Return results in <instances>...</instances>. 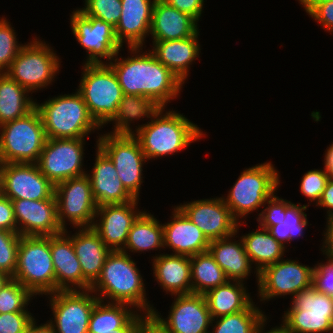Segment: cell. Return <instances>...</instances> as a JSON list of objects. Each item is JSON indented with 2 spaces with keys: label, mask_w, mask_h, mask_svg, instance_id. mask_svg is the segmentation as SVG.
Instances as JSON below:
<instances>
[{
  "label": "cell",
  "mask_w": 333,
  "mask_h": 333,
  "mask_svg": "<svg viewBox=\"0 0 333 333\" xmlns=\"http://www.w3.org/2000/svg\"><path fill=\"white\" fill-rule=\"evenodd\" d=\"M128 49L130 57L118 58V52L108 63L117 75L123 94L146 96L166 108L170 100L180 96L184 83L150 50L143 52L142 46Z\"/></svg>",
  "instance_id": "6da1fadb"
},
{
  "label": "cell",
  "mask_w": 333,
  "mask_h": 333,
  "mask_svg": "<svg viewBox=\"0 0 333 333\" xmlns=\"http://www.w3.org/2000/svg\"><path fill=\"white\" fill-rule=\"evenodd\" d=\"M96 159L91 174H86L90 180L93 197L97 206L106 204H122L135 200L125 189L117 175L114 163L98 147Z\"/></svg>",
  "instance_id": "603a6c76"
},
{
  "label": "cell",
  "mask_w": 333,
  "mask_h": 333,
  "mask_svg": "<svg viewBox=\"0 0 333 333\" xmlns=\"http://www.w3.org/2000/svg\"><path fill=\"white\" fill-rule=\"evenodd\" d=\"M35 296L19 281L10 279L0 290V313L29 312L27 306Z\"/></svg>",
  "instance_id": "ab89813d"
},
{
  "label": "cell",
  "mask_w": 333,
  "mask_h": 333,
  "mask_svg": "<svg viewBox=\"0 0 333 333\" xmlns=\"http://www.w3.org/2000/svg\"><path fill=\"white\" fill-rule=\"evenodd\" d=\"M300 5L304 7V10L309 14L318 4L328 2L332 0H298Z\"/></svg>",
  "instance_id": "91938a15"
},
{
  "label": "cell",
  "mask_w": 333,
  "mask_h": 333,
  "mask_svg": "<svg viewBox=\"0 0 333 333\" xmlns=\"http://www.w3.org/2000/svg\"><path fill=\"white\" fill-rule=\"evenodd\" d=\"M174 299L167 318H163L156 308L153 310L151 315L160 325L170 333L210 332L212 318L204 295H174Z\"/></svg>",
  "instance_id": "d6986e66"
},
{
  "label": "cell",
  "mask_w": 333,
  "mask_h": 333,
  "mask_svg": "<svg viewBox=\"0 0 333 333\" xmlns=\"http://www.w3.org/2000/svg\"><path fill=\"white\" fill-rule=\"evenodd\" d=\"M316 206H320V208L323 207L325 209L327 208V218L333 217V178H329L324 192L322 193Z\"/></svg>",
  "instance_id": "816d5d0a"
},
{
  "label": "cell",
  "mask_w": 333,
  "mask_h": 333,
  "mask_svg": "<svg viewBox=\"0 0 333 333\" xmlns=\"http://www.w3.org/2000/svg\"><path fill=\"white\" fill-rule=\"evenodd\" d=\"M199 33L198 31L189 38L179 40L152 41L153 48L150 51L158 61L170 69L183 83L188 78L189 65H192L201 52L198 42Z\"/></svg>",
  "instance_id": "83f0119b"
},
{
  "label": "cell",
  "mask_w": 333,
  "mask_h": 333,
  "mask_svg": "<svg viewBox=\"0 0 333 333\" xmlns=\"http://www.w3.org/2000/svg\"><path fill=\"white\" fill-rule=\"evenodd\" d=\"M308 15L325 31L333 33V0L318 4Z\"/></svg>",
  "instance_id": "c3c4849f"
},
{
  "label": "cell",
  "mask_w": 333,
  "mask_h": 333,
  "mask_svg": "<svg viewBox=\"0 0 333 333\" xmlns=\"http://www.w3.org/2000/svg\"><path fill=\"white\" fill-rule=\"evenodd\" d=\"M86 138H47L37 166L55 186L65 180L87 174L83 168Z\"/></svg>",
  "instance_id": "4fadbf2b"
},
{
  "label": "cell",
  "mask_w": 333,
  "mask_h": 333,
  "mask_svg": "<svg viewBox=\"0 0 333 333\" xmlns=\"http://www.w3.org/2000/svg\"><path fill=\"white\" fill-rule=\"evenodd\" d=\"M164 247L163 224L153 214L143 211L133 223L125 243V253L153 251Z\"/></svg>",
  "instance_id": "e575fe53"
},
{
  "label": "cell",
  "mask_w": 333,
  "mask_h": 333,
  "mask_svg": "<svg viewBox=\"0 0 333 333\" xmlns=\"http://www.w3.org/2000/svg\"><path fill=\"white\" fill-rule=\"evenodd\" d=\"M291 203V201L279 198L277 195H273L266 201V208L261 210L256 218L259 226L267 229L270 226L283 223L286 208Z\"/></svg>",
  "instance_id": "f6af8a7d"
},
{
  "label": "cell",
  "mask_w": 333,
  "mask_h": 333,
  "mask_svg": "<svg viewBox=\"0 0 333 333\" xmlns=\"http://www.w3.org/2000/svg\"><path fill=\"white\" fill-rule=\"evenodd\" d=\"M261 230V231H260ZM247 255L256 267V280L259 282V273L267 266L283 259L285 246L278 242L267 229L258 225V229L240 236ZM256 270V271H255Z\"/></svg>",
  "instance_id": "1f68e13d"
},
{
  "label": "cell",
  "mask_w": 333,
  "mask_h": 333,
  "mask_svg": "<svg viewBox=\"0 0 333 333\" xmlns=\"http://www.w3.org/2000/svg\"><path fill=\"white\" fill-rule=\"evenodd\" d=\"M165 109L162 107L151 122L148 120L146 124H138L133 130L147 161L181 152L205 135L201 128L185 115L173 109Z\"/></svg>",
  "instance_id": "3957f363"
},
{
  "label": "cell",
  "mask_w": 333,
  "mask_h": 333,
  "mask_svg": "<svg viewBox=\"0 0 333 333\" xmlns=\"http://www.w3.org/2000/svg\"><path fill=\"white\" fill-rule=\"evenodd\" d=\"M58 221L63 230L66 222L74 228L92 227L97 211L88 176L74 177L55 186Z\"/></svg>",
  "instance_id": "7c38bea8"
},
{
  "label": "cell",
  "mask_w": 333,
  "mask_h": 333,
  "mask_svg": "<svg viewBox=\"0 0 333 333\" xmlns=\"http://www.w3.org/2000/svg\"><path fill=\"white\" fill-rule=\"evenodd\" d=\"M265 313L253 302L247 309L212 319L209 333H255L266 318ZM215 325H214V324Z\"/></svg>",
  "instance_id": "74e56055"
},
{
  "label": "cell",
  "mask_w": 333,
  "mask_h": 333,
  "mask_svg": "<svg viewBox=\"0 0 333 333\" xmlns=\"http://www.w3.org/2000/svg\"><path fill=\"white\" fill-rule=\"evenodd\" d=\"M140 312L137 313L123 328L119 329L117 333H141L143 321L148 317Z\"/></svg>",
  "instance_id": "db71d44e"
},
{
  "label": "cell",
  "mask_w": 333,
  "mask_h": 333,
  "mask_svg": "<svg viewBox=\"0 0 333 333\" xmlns=\"http://www.w3.org/2000/svg\"><path fill=\"white\" fill-rule=\"evenodd\" d=\"M172 209L171 222L163 224L164 247L189 257L207 252L210 241L204 233L177 206Z\"/></svg>",
  "instance_id": "7402d4cb"
},
{
  "label": "cell",
  "mask_w": 333,
  "mask_h": 333,
  "mask_svg": "<svg viewBox=\"0 0 333 333\" xmlns=\"http://www.w3.org/2000/svg\"><path fill=\"white\" fill-rule=\"evenodd\" d=\"M70 26L72 34L87 52L85 64H105V59L108 64L121 51L122 45L116 38L115 28L102 19L85 16L75 9L70 14Z\"/></svg>",
  "instance_id": "5bb4252c"
},
{
  "label": "cell",
  "mask_w": 333,
  "mask_h": 333,
  "mask_svg": "<svg viewBox=\"0 0 333 333\" xmlns=\"http://www.w3.org/2000/svg\"><path fill=\"white\" fill-rule=\"evenodd\" d=\"M29 93L6 73H0V126L26 116L36 107Z\"/></svg>",
  "instance_id": "836d02e7"
},
{
  "label": "cell",
  "mask_w": 333,
  "mask_h": 333,
  "mask_svg": "<svg viewBox=\"0 0 333 333\" xmlns=\"http://www.w3.org/2000/svg\"><path fill=\"white\" fill-rule=\"evenodd\" d=\"M269 317H266L257 327L255 333H292L283 323L280 326L271 328L270 330L265 331V324Z\"/></svg>",
  "instance_id": "6f0895ef"
},
{
  "label": "cell",
  "mask_w": 333,
  "mask_h": 333,
  "mask_svg": "<svg viewBox=\"0 0 333 333\" xmlns=\"http://www.w3.org/2000/svg\"><path fill=\"white\" fill-rule=\"evenodd\" d=\"M83 8H78L85 16L96 17L110 23L114 28L119 23L122 12L121 0H84Z\"/></svg>",
  "instance_id": "b9f144b4"
},
{
  "label": "cell",
  "mask_w": 333,
  "mask_h": 333,
  "mask_svg": "<svg viewBox=\"0 0 333 333\" xmlns=\"http://www.w3.org/2000/svg\"><path fill=\"white\" fill-rule=\"evenodd\" d=\"M313 268L291 259H281L265 267L259 273L257 284L260 301L264 303L285 295L293 298L300 291L310 288Z\"/></svg>",
  "instance_id": "9a60e30c"
},
{
  "label": "cell",
  "mask_w": 333,
  "mask_h": 333,
  "mask_svg": "<svg viewBox=\"0 0 333 333\" xmlns=\"http://www.w3.org/2000/svg\"><path fill=\"white\" fill-rule=\"evenodd\" d=\"M162 106L159 105L154 99H149L146 96L138 95H123L117 112L114 117L109 121L115 125L113 132L110 134L115 135H133L131 123L135 120H142V118H152L161 110Z\"/></svg>",
  "instance_id": "d6a6232c"
},
{
  "label": "cell",
  "mask_w": 333,
  "mask_h": 333,
  "mask_svg": "<svg viewBox=\"0 0 333 333\" xmlns=\"http://www.w3.org/2000/svg\"><path fill=\"white\" fill-rule=\"evenodd\" d=\"M11 279L9 275L0 271V290L4 287V285Z\"/></svg>",
  "instance_id": "94428289"
},
{
  "label": "cell",
  "mask_w": 333,
  "mask_h": 333,
  "mask_svg": "<svg viewBox=\"0 0 333 333\" xmlns=\"http://www.w3.org/2000/svg\"><path fill=\"white\" fill-rule=\"evenodd\" d=\"M318 263L313 268L312 286L319 292L333 296V261Z\"/></svg>",
  "instance_id": "7dc6e473"
},
{
  "label": "cell",
  "mask_w": 333,
  "mask_h": 333,
  "mask_svg": "<svg viewBox=\"0 0 333 333\" xmlns=\"http://www.w3.org/2000/svg\"><path fill=\"white\" fill-rule=\"evenodd\" d=\"M156 0H121L122 14L115 27V35L123 46L145 45L146 37L150 34L153 7Z\"/></svg>",
  "instance_id": "d4e9b609"
},
{
  "label": "cell",
  "mask_w": 333,
  "mask_h": 333,
  "mask_svg": "<svg viewBox=\"0 0 333 333\" xmlns=\"http://www.w3.org/2000/svg\"><path fill=\"white\" fill-rule=\"evenodd\" d=\"M331 302L333 303V296H330Z\"/></svg>",
  "instance_id": "6125c7cd"
},
{
  "label": "cell",
  "mask_w": 333,
  "mask_h": 333,
  "mask_svg": "<svg viewBox=\"0 0 333 333\" xmlns=\"http://www.w3.org/2000/svg\"><path fill=\"white\" fill-rule=\"evenodd\" d=\"M152 258L153 275L161 289L171 296L192 293L189 256L162 253Z\"/></svg>",
  "instance_id": "f1b7e54d"
},
{
  "label": "cell",
  "mask_w": 333,
  "mask_h": 333,
  "mask_svg": "<svg viewBox=\"0 0 333 333\" xmlns=\"http://www.w3.org/2000/svg\"><path fill=\"white\" fill-rule=\"evenodd\" d=\"M280 186V175L271 162H264L246 168L223 200L238 220L245 218L260 207L277 192ZM240 217V218H239Z\"/></svg>",
  "instance_id": "5b68a950"
},
{
  "label": "cell",
  "mask_w": 333,
  "mask_h": 333,
  "mask_svg": "<svg viewBox=\"0 0 333 333\" xmlns=\"http://www.w3.org/2000/svg\"><path fill=\"white\" fill-rule=\"evenodd\" d=\"M79 89L95 122L103 128L114 117L123 97L117 75L109 64H84Z\"/></svg>",
  "instance_id": "52a82bcc"
},
{
  "label": "cell",
  "mask_w": 333,
  "mask_h": 333,
  "mask_svg": "<svg viewBox=\"0 0 333 333\" xmlns=\"http://www.w3.org/2000/svg\"><path fill=\"white\" fill-rule=\"evenodd\" d=\"M39 111L0 126V163H37L46 142Z\"/></svg>",
  "instance_id": "ba28073f"
},
{
  "label": "cell",
  "mask_w": 333,
  "mask_h": 333,
  "mask_svg": "<svg viewBox=\"0 0 333 333\" xmlns=\"http://www.w3.org/2000/svg\"><path fill=\"white\" fill-rule=\"evenodd\" d=\"M0 230L17 232L12 200L0 192Z\"/></svg>",
  "instance_id": "681fc988"
},
{
  "label": "cell",
  "mask_w": 333,
  "mask_h": 333,
  "mask_svg": "<svg viewBox=\"0 0 333 333\" xmlns=\"http://www.w3.org/2000/svg\"><path fill=\"white\" fill-rule=\"evenodd\" d=\"M19 281L35 297L56 292V278L50 250V236H21L16 272Z\"/></svg>",
  "instance_id": "8992f818"
},
{
  "label": "cell",
  "mask_w": 333,
  "mask_h": 333,
  "mask_svg": "<svg viewBox=\"0 0 333 333\" xmlns=\"http://www.w3.org/2000/svg\"><path fill=\"white\" fill-rule=\"evenodd\" d=\"M17 232L21 236H52L64 230L58 221L56 199L12 200Z\"/></svg>",
  "instance_id": "44dd1931"
},
{
  "label": "cell",
  "mask_w": 333,
  "mask_h": 333,
  "mask_svg": "<svg viewBox=\"0 0 333 333\" xmlns=\"http://www.w3.org/2000/svg\"><path fill=\"white\" fill-rule=\"evenodd\" d=\"M192 293L206 294L229 279L209 251L190 257Z\"/></svg>",
  "instance_id": "8d00e7d4"
},
{
  "label": "cell",
  "mask_w": 333,
  "mask_h": 333,
  "mask_svg": "<svg viewBox=\"0 0 333 333\" xmlns=\"http://www.w3.org/2000/svg\"><path fill=\"white\" fill-rule=\"evenodd\" d=\"M131 258L130 253L122 250L111 251L90 290L100 301L128 304L151 315L155 308L146 298L142 274Z\"/></svg>",
  "instance_id": "7a4b0ae2"
},
{
  "label": "cell",
  "mask_w": 333,
  "mask_h": 333,
  "mask_svg": "<svg viewBox=\"0 0 333 333\" xmlns=\"http://www.w3.org/2000/svg\"><path fill=\"white\" fill-rule=\"evenodd\" d=\"M97 138L96 145L114 163L117 175L125 189L139 200L143 183V166L147 160L138 140L134 135H115L109 132L103 133Z\"/></svg>",
  "instance_id": "8fae6325"
},
{
  "label": "cell",
  "mask_w": 333,
  "mask_h": 333,
  "mask_svg": "<svg viewBox=\"0 0 333 333\" xmlns=\"http://www.w3.org/2000/svg\"><path fill=\"white\" fill-rule=\"evenodd\" d=\"M77 258L83 273V290H90L91 285L99 277L105 260L111 250L100 239L99 234L92 228H78V232L70 235ZM68 233V234H67Z\"/></svg>",
  "instance_id": "cb8c5ba5"
},
{
  "label": "cell",
  "mask_w": 333,
  "mask_h": 333,
  "mask_svg": "<svg viewBox=\"0 0 333 333\" xmlns=\"http://www.w3.org/2000/svg\"><path fill=\"white\" fill-rule=\"evenodd\" d=\"M309 205H302L300 203H291L285 212V219L283 223L273 225L267 228L269 233L282 245L286 246V243H290L293 239L299 236L303 238V230H306L308 220L307 214L304 211L307 210Z\"/></svg>",
  "instance_id": "f35d334b"
},
{
  "label": "cell",
  "mask_w": 333,
  "mask_h": 333,
  "mask_svg": "<svg viewBox=\"0 0 333 333\" xmlns=\"http://www.w3.org/2000/svg\"><path fill=\"white\" fill-rule=\"evenodd\" d=\"M236 235L237 233L226 238L210 241L208 251L229 280L244 282V279L247 280L252 273L253 266L245 251L241 237L237 241L234 239Z\"/></svg>",
  "instance_id": "f546056e"
},
{
  "label": "cell",
  "mask_w": 333,
  "mask_h": 333,
  "mask_svg": "<svg viewBox=\"0 0 333 333\" xmlns=\"http://www.w3.org/2000/svg\"><path fill=\"white\" fill-rule=\"evenodd\" d=\"M20 237L18 232L0 230V271L11 278L16 272Z\"/></svg>",
  "instance_id": "7bdbcfd3"
},
{
  "label": "cell",
  "mask_w": 333,
  "mask_h": 333,
  "mask_svg": "<svg viewBox=\"0 0 333 333\" xmlns=\"http://www.w3.org/2000/svg\"><path fill=\"white\" fill-rule=\"evenodd\" d=\"M56 292L83 290V273L71 239L64 233L50 236Z\"/></svg>",
  "instance_id": "484cf974"
},
{
  "label": "cell",
  "mask_w": 333,
  "mask_h": 333,
  "mask_svg": "<svg viewBox=\"0 0 333 333\" xmlns=\"http://www.w3.org/2000/svg\"><path fill=\"white\" fill-rule=\"evenodd\" d=\"M212 319L247 309L253 300L242 281L228 280L204 294Z\"/></svg>",
  "instance_id": "4dcf8cb0"
},
{
  "label": "cell",
  "mask_w": 333,
  "mask_h": 333,
  "mask_svg": "<svg viewBox=\"0 0 333 333\" xmlns=\"http://www.w3.org/2000/svg\"><path fill=\"white\" fill-rule=\"evenodd\" d=\"M324 167L331 178H333V142L326 148Z\"/></svg>",
  "instance_id": "680465c9"
},
{
  "label": "cell",
  "mask_w": 333,
  "mask_h": 333,
  "mask_svg": "<svg viewBox=\"0 0 333 333\" xmlns=\"http://www.w3.org/2000/svg\"><path fill=\"white\" fill-rule=\"evenodd\" d=\"M329 178L330 176L325 167L323 170H309L302 176L300 191L306 198L309 199V202H314L316 203L314 205H317Z\"/></svg>",
  "instance_id": "ee69618b"
},
{
  "label": "cell",
  "mask_w": 333,
  "mask_h": 333,
  "mask_svg": "<svg viewBox=\"0 0 333 333\" xmlns=\"http://www.w3.org/2000/svg\"><path fill=\"white\" fill-rule=\"evenodd\" d=\"M35 108L41 115L47 138H87L95 130H101L78 91L49 98L41 104L36 102Z\"/></svg>",
  "instance_id": "277c9868"
},
{
  "label": "cell",
  "mask_w": 333,
  "mask_h": 333,
  "mask_svg": "<svg viewBox=\"0 0 333 333\" xmlns=\"http://www.w3.org/2000/svg\"><path fill=\"white\" fill-rule=\"evenodd\" d=\"M282 323L292 333H333V303L313 286L297 293Z\"/></svg>",
  "instance_id": "30bf717a"
},
{
  "label": "cell",
  "mask_w": 333,
  "mask_h": 333,
  "mask_svg": "<svg viewBox=\"0 0 333 333\" xmlns=\"http://www.w3.org/2000/svg\"><path fill=\"white\" fill-rule=\"evenodd\" d=\"M26 333H55V331L49 320L38 326L34 318L28 325Z\"/></svg>",
  "instance_id": "9f6ffc18"
},
{
  "label": "cell",
  "mask_w": 333,
  "mask_h": 333,
  "mask_svg": "<svg viewBox=\"0 0 333 333\" xmlns=\"http://www.w3.org/2000/svg\"><path fill=\"white\" fill-rule=\"evenodd\" d=\"M141 333H170L160 325L152 315H149L142 324Z\"/></svg>",
  "instance_id": "11a10c76"
},
{
  "label": "cell",
  "mask_w": 333,
  "mask_h": 333,
  "mask_svg": "<svg viewBox=\"0 0 333 333\" xmlns=\"http://www.w3.org/2000/svg\"><path fill=\"white\" fill-rule=\"evenodd\" d=\"M177 207L204 233L209 241L226 238L239 232L238 221L225 204L222 196L200 199ZM240 226V227H239Z\"/></svg>",
  "instance_id": "ac0fdd59"
},
{
  "label": "cell",
  "mask_w": 333,
  "mask_h": 333,
  "mask_svg": "<svg viewBox=\"0 0 333 333\" xmlns=\"http://www.w3.org/2000/svg\"><path fill=\"white\" fill-rule=\"evenodd\" d=\"M33 319L30 312L0 313V333H26Z\"/></svg>",
  "instance_id": "bcb514c9"
},
{
  "label": "cell",
  "mask_w": 333,
  "mask_h": 333,
  "mask_svg": "<svg viewBox=\"0 0 333 333\" xmlns=\"http://www.w3.org/2000/svg\"><path fill=\"white\" fill-rule=\"evenodd\" d=\"M138 199L122 204H106L97 207L92 228L111 250H123L128 233L139 215ZM99 217V218H98Z\"/></svg>",
  "instance_id": "ffe728a7"
},
{
  "label": "cell",
  "mask_w": 333,
  "mask_h": 333,
  "mask_svg": "<svg viewBox=\"0 0 333 333\" xmlns=\"http://www.w3.org/2000/svg\"><path fill=\"white\" fill-rule=\"evenodd\" d=\"M56 55L49 44L34 37L25 43L5 73L30 93L45 89L60 72L61 62Z\"/></svg>",
  "instance_id": "9c48e42d"
},
{
  "label": "cell",
  "mask_w": 333,
  "mask_h": 333,
  "mask_svg": "<svg viewBox=\"0 0 333 333\" xmlns=\"http://www.w3.org/2000/svg\"><path fill=\"white\" fill-rule=\"evenodd\" d=\"M7 18H0V73H5L25 44H19L15 30Z\"/></svg>",
  "instance_id": "60d3db41"
},
{
  "label": "cell",
  "mask_w": 333,
  "mask_h": 333,
  "mask_svg": "<svg viewBox=\"0 0 333 333\" xmlns=\"http://www.w3.org/2000/svg\"><path fill=\"white\" fill-rule=\"evenodd\" d=\"M326 220L327 225L323 234L324 240L323 245L321 246V251L326 255L325 258L333 261V217L326 218Z\"/></svg>",
  "instance_id": "f5cc1de1"
},
{
  "label": "cell",
  "mask_w": 333,
  "mask_h": 333,
  "mask_svg": "<svg viewBox=\"0 0 333 333\" xmlns=\"http://www.w3.org/2000/svg\"><path fill=\"white\" fill-rule=\"evenodd\" d=\"M198 28V22L193 17L170 6L164 0H156L150 26L153 41L189 38L199 31Z\"/></svg>",
  "instance_id": "4316f807"
},
{
  "label": "cell",
  "mask_w": 333,
  "mask_h": 333,
  "mask_svg": "<svg viewBox=\"0 0 333 333\" xmlns=\"http://www.w3.org/2000/svg\"><path fill=\"white\" fill-rule=\"evenodd\" d=\"M170 6L188 14L199 22L203 12L204 0H164Z\"/></svg>",
  "instance_id": "f907efd6"
},
{
  "label": "cell",
  "mask_w": 333,
  "mask_h": 333,
  "mask_svg": "<svg viewBox=\"0 0 333 333\" xmlns=\"http://www.w3.org/2000/svg\"><path fill=\"white\" fill-rule=\"evenodd\" d=\"M0 192L10 200L55 198V185L36 163H0Z\"/></svg>",
  "instance_id": "e0dca14e"
},
{
  "label": "cell",
  "mask_w": 333,
  "mask_h": 333,
  "mask_svg": "<svg viewBox=\"0 0 333 333\" xmlns=\"http://www.w3.org/2000/svg\"><path fill=\"white\" fill-rule=\"evenodd\" d=\"M124 303L98 301L90 315L88 333H117L138 312Z\"/></svg>",
  "instance_id": "d590c367"
},
{
  "label": "cell",
  "mask_w": 333,
  "mask_h": 333,
  "mask_svg": "<svg viewBox=\"0 0 333 333\" xmlns=\"http://www.w3.org/2000/svg\"><path fill=\"white\" fill-rule=\"evenodd\" d=\"M48 295L53 313L49 322L55 333H88L91 312L99 301L91 290L57 291Z\"/></svg>",
  "instance_id": "2e32d148"
}]
</instances>
